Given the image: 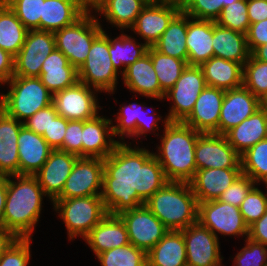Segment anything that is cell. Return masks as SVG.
I'll return each instance as SVG.
<instances>
[{"label":"cell","instance_id":"4","mask_svg":"<svg viewBox=\"0 0 267 266\" xmlns=\"http://www.w3.org/2000/svg\"><path fill=\"white\" fill-rule=\"evenodd\" d=\"M144 205L168 230L181 231L198 221V201L188 182L168 181Z\"/></svg>","mask_w":267,"mask_h":266},{"label":"cell","instance_id":"32","mask_svg":"<svg viewBox=\"0 0 267 266\" xmlns=\"http://www.w3.org/2000/svg\"><path fill=\"white\" fill-rule=\"evenodd\" d=\"M85 12L80 0H44L40 30L54 33L73 24Z\"/></svg>","mask_w":267,"mask_h":266},{"label":"cell","instance_id":"27","mask_svg":"<svg viewBox=\"0 0 267 266\" xmlns=\"http://www.w3.org/2000/svg\"><path fill=\"white\" fill-rule=\"evenodd\" d=\"M224 136L235 151L242 155L256 143L267 138V109L261 106L250 117L227 131Z\"/></svg>","mask_w":267,"mask_h":266},{"label":"cell","instance_id":"22","mask_svg":"<svg viewBox=\"0 0 267 266\" xmlns=\"http://www.w3.org/2000/svg\"><path fill=\"white\" fill-rule=\"evenodd\" d=\"M242 174L241 168H210L196 170L188 182L198 203L217 200Z\"/></svg>","mask_w":267,"mask_h":266},{"label":"cell","instance_id":"55","mask_svg":"<svg viewBox=\"0 0 267 266\" xmlns=\"http://www.w3.org/2000/svg\"><path fill=\"white\" fill-rule=\"evenodd\" d=\"M250 24L267 19V0L247 1Z\"/></svg>","mask_w":267,"mask_h":266},{"label":"cell","instance_id":"35","mask_svg":"<svg viewBox=\"0 0 267 266\" xmlns=\"http://www.w3.org/2000/svg\"><path fill=\"white\" fill-rule=\"evenodd\" d=\"M187 14L182 10L172 19L160 39L153 48L160 53L187 62L188 49L186 46Z\"/></svg>","mask_w":267,"mask_h":266},{"label":"cell","instance_id":"45","mask_svg":"<svg viewBox=\"0 0 267 266\" xmlns=\"http://www.w3.org/2000/svg\"><path fill=\"white\" fill-rule=\"evenodd\" d=\"M28 30H40L44 0H4Z\"/></svg>","mask_w":267,"mask_h":266},{"label":"cell","instance_id":"38","mask_svg":"<svg viewBox=\"0 0 267 266\" xmlns=\"http://www.w3.org/2000/svg\"><path fill=\"white\" fill-rule=\"evenodd\" d=\"M102 32L109 39V53L114 69L121 75L125 73L128 66L147 54L149 47L145 43L136 42L133 37L127 34L122 33L112 39L104 30ZM121 66L123 67L122 71L119 70Z\"/></svg>","mask_w":267,"mask_h":266},{"label":"cell","instance_id":"31","mask_svg":"<svg viewBox=\"0 0 267 266\" xmlns=\"http://www.w3.org/2000/svg\"><path fill=\"white\" fill-rule=\"evenodd\" d=\"M200 68L207 86L231 90L243 85V66L235 61L213 56Z\"/></svg>","mask_w":267,"mask_h":266},{"label":"cell","instance_id":"58","mask_svg":"<svg viewBox=\"0 0 267 266\" xmlns=\"http://www.w3.org/2000/svg\"><path fill=\"white\" fill-rule=\"evenodd\" d=\"M7 196V176L0 175V226H3L4 208Z\"/></svg>","mask_w":267,"mask_h":266},{"label":"cell","instance_id":"29","mask_svg":"<svg viewBox=\"0 0 267 266\" xmlns=\"http://www.w3.org/2000/svg\"><path fill=\"white\" fill-rule=\"evenodd\" d=\"M212 37L213 20L195 19L187 15L188 65L200 66L214 56Z\"/></svg>","mask_w":267,"mask_h":266},{"label":"cell","instance_id":"21","mask_svg":"<svg viewBox=\"0 0 267 266\" xmlns=\"http://www.w3.org/2000/svg\"><path fill=\"white\" fill-rule=\"evenodd\" d=\"M113 121L104 116L83 121L82 157H97L105 159L121 142L113 137Z\"/></svg>","mask_w":267,"mask_h":266},{"label":"cell","instance_id":"25","mask_svg":"<svg viewBox=\"0 0 267 266\" xmlns=\"http://www.w3.org/2000/svg\"><path fill=\"white\" fill-rule=\"evenodd\" d=\"M93 253L98 254L130 243L127 228L119 215L107 214L84 238Z\"/></svg>","mask_w":267,"mask_h":266},{"label":"cell","instance_id":"2","mask_svg":"<svg viewBox=\"0 0 267 266\" xmlns=\"http://www.w3.org/2000/svg\"><path fill=\"white\" fill-rule=\"evenodd\" d=\"M43 196L46 195L35 175L7 176L3 227L17 238H31L39 221Z\"/></svg>","mask_w":267,"mask_h":266},{"label":"cell","instance_id":"3","mask_svg":"<svg viewBox=\"0 0 267 266\" xmlns=\"http://www.w3.org/2000/svg\"><path fill=\"white\" fill-rule=\"evenodd\" d=\"M162 121L164 130L160 135L161 144L156 147L159 152H153V155L168 181L189 182L197 170L195 147L201 132L183 122H169L167 117Z\"/></svg>","mask_w":267,"mask_h":266},{"label":"cell","instance_id":"44","mask_svg":"<svg viewBox=\"0 0 267 266\" xmlns=\"http://www.w3.org/2000/svg\"><path fill=\"white\" fill-rule=\"evenodd\" d=\"M235 1L237 0H185L181 10L191 18L215 21L223 7Z\"/></svg>","mask_w":267,"mask_h":266},{"label":"cell","instance_id":"7","mask_svg":"<svg viewBox=\"0 0 267 266\" xmlns=\"http://www.w3.org/2000/svg\"><path fill=\"white\" fill-rule=\"evenodd\" d=\"M92 13L85 12L73 24L54 32L56 49L77 70L85 63L93 40L103 31L100 20Z\"/></svg>","mask_w":267,"mask_h":266},{"label":"cell","instance_id":"11","mask_svg":"<svg viewBox=\"0 0 267 266\" xmlns=\"http://www.w3.org/2000/svg\"><path fill=\"white\" fill-rule=\"evenodd\" d=\"M97 92L99 91L92 90L78 81L73 86L54 93L52 104L58 115L67 120H90L96 117L98 110L102 108L96 98Z\"/></svg>","mask_w":267,"mask_h":266},{"label":"cell","instance_id":"41","mask_svg":"<svg viewBox=\"0 0 267 266\" xmlns=\"http://www.w3.org/2000/svg\"><path fill=\"white\" fill-rule=\"evenodd\" d=\"M96 257L101 266H147V253L131 243L104 251Z\"/></svg>","mask_w":267,"mask_h":266},{"label":"cell","instance_id":"61","mask_svg":"<svg viewBox=\"0 0 267 266\" xmlns=\"http://www.w3.org/2000/svg\"><path fill=\"white\" fill-rule=\"evenodd\" d=\"M162 1L173 2V3L180 4V5H182L185 2V0H162Z\"/></svg>","mask_w":267,"mask_h":266},{"label":"cell","instance_id":"30","mask_svg":"<svg viewBox=\"0 0 267 266\" xmlns=\"http://www.w3.org/2000/svg\"><path fill=\"white\" fill-rule=\"evenodd\" d=\"M39 78L54 94L78 82V70L69 63L68 58L60 50L55 48L44 60Z\"/></svg>","mask_w":267,"mask_h":266},{"label":"cell","instance_id":"34","mask_svg":"<svg viewBox=\"0 0 267 266\" xmlns=\"http://www.w3.org/2000/svg\"><path fill=\"white\" fill-rule=\"evenodd\" d=\"M147 266H187L182 231L169 230L147 253Z\"/></svg>","mask_w":267,"mask_h":266},{"label":"cell","instance_id":"14","mask_svg":"<svg viewBox=\"0 0 267 266\" xmlns=\"http://www.w3.org/2000/svg\"><path fill=\"white\" fill-rule=\"evenodd\" d=\"M55 48L53 32L28 30L22 48L14 57L13 76L39 77L44 60Z\"/></svg>","mask_w":267,"mask_h":266},{"label":"cell","instance_id":"15","mask_svg":"<svg viewBox=\"0 0 267 266\" xmlns=\"http://www.w3.org/2000/svg\"><path fill=\"white\" fill-rule=\"evenodd\" d=\"M186 245L187 266H222L219 238L199 221L181 230Z\"/></svg>","mask_w":267,"mask_h":266},{"label":"cell","instance_id":"12","mask_svg":"<svg viewBox=\"0 0 267 266\" xmlns=\"http://www.w3.org/2000/svg\"><path fill=\"white\" fill-rule=\"evenodd\" d=\"M103 171L102 158L78 157L61 194L56 199L101 195Z\"/></svg>","mask_w":267,"mask_h":266},{"label":"cell","instance_id":"9","mask_svg":"<svg viewBox=\"0 0 267 266\" xmlns=\"http://www.w3.org/2000/svg\"><path fill=\"white\" fill-rule=\"evenodd\" d=\"M206 86L200 66L187 65L175 85L165 93L164 99L173 101L166 115L169 122H183L192 112L199 94Z\"/></svg>","mask_w":267,"mask_h":266},{"label":"cell","instance_id":"56","mask_svg":"<svg viewBox=\"0 0 267 266\" xmlns=\"http://www.w3.org/2000/svg\"><path fill=\"white\" fill-rule=\"evenodd\" d=\"M14 75V56L0 48V84H6Z\"/></svg>","mask_w":267,"mask_h":266},{"label":"cell","instance_id":"17","mask_svg":"<svg viewBox=\"0 0 267 266\" xmlns=\"http://www.w3.org/2000/svg\"><path fill=\"white\" fill-rule=\"evenodd\" d=\"M180 11L181 5L177 3L162 0L148 3L130 29L143 38L148 47H153Z\"/></svg>","mask_w":267,"mask_h":266},{"label":"cell","instance_id":"57","mask_svg":"<svg viewBox=\"0 0 267 266\" xmlns=\"http://www.w3.org/2000/svg\"><path fill=\"white\" fill-rule=\"evenodd\" d=\"M16 239L17 237L11 231L0 226V258Z\"/></svg>","mask_w":267,"mask_h":266},{"label":"cell","instance_id":"26","mask_svg":"<svg viewBox=\"0 0 267 266\" xmlns=\"http://www.w3.org/2000/svg\"><path fill=\"white\" fill-rule=\"evenodd\" d=\"M122 78L130 92L160 101L165 97L148 53L128 66Z\"/></svg>","mask_w":267,"mask_h":266},{"label":"cell","instance_id":"51","mask_svg":"<svg viewBox=\"0 0 267 266\" xmlns=\"http://www.w3.org/2000/svg\"><path fill=\"white\" fill-rule=\"evenodd\" d=\"M58 116L53 104L40 109L34 115L23 122V125L33 132L43 135L45 130H48L51 121Z\"/></svg>","mask_w":267,"mask_h":266},{"label":"cell","instance_id":"43","mask_svg":"<svg viewBox=\"0 0 267 266\" xmlns=\"http://www.w3.org/2000/svg\"><path fill=\"white\" fill-rule=\"evenodd\" d=\"M218 25L247 34L250 20L246 0H237L223 7L219 17L215 20Z\"/></svg>","mask_w":267,"mask_h":266},{"label":"cell","instance_id":"23","mask_svg":"<svg viewBox=\"0 0 267 266\" xmlns=\"http://www.w3.org/2000/svg\"><path fill=\"white\" fill-rule=\"evenodd\" d=\"M145 105L139 104V103H129L128 105H121L119 108L120 112L117 113V122L116 125L113 126V134L114 138L116 136H120L122 143L125 139L123 136H126V138L130 137L134 138L133 136H136V138L141 137L143 134L147 136L146 134L149 132H154L159 130V124L158 121L162 120V116L155 115L153 110L152 114L149 115V117H146L147 119H144L146 113L143 110L144 107H141ZM149 119V120H148Z\"/></svg>","mask_w":267,"mask_h":266},{"label":"cell","instance_id":"39","mask_svg":"<svg viewBox=\"0 0 267 266\" xmlns=\"http://www.w3.org/2000/svg\"><path fill=\"white\" fill-rule=\"evenodd\" d=\"M147 53L151 57L161 90L164 93L168 92L180 78L188 63L184 60L164 55L153 47H149Z\"/></svg>","mask_w":267,"mask_h":266},{"label":"cell","instance_id":"40","mask_svg":"<svg viewBox=\"0 0 267 266\" xmlns=\"http://www.w3.org/2000/svg\"><path fill=\"white\" fill-rule=\"evenodd\" d=\"M242 174L250 177L256 184L267 185V138L259 141L242 155Z\"/></svg>","mask_w":267,"mask_h":266},{"label":"cell","instance_id":"59","mask_svg":"<svg viewBox=\"0 0 267 266\" xmlns=\"http://www.w3.org/2000/svg\"><path fill=\"white\" fill-rule=\"evenodd\" d=\"M251 55L259 61L267 62V44L258 46Z\"/></svg>","mask_w":267,"mask_h":266},{"label":"cell","instance_id":"18","mask_svg":"<svg viewBox=\"0 0 267 266\" xmlns=\"http://www.w3.org/2000/svg\"><path fill=\"white\" fill-rule=\"evenodd\" d=\"M262 106V102L244 85L225 90L220 110L218 134L224 135L231 128L239 125Z\"/></svg>","mask_w":267,"mask_h":266},{"label":"cell","instance_id":"48","mask_svg":"<svg viewBox=\"0 0 267 266\" xmlns=\"http://www.w3.org/2000/svg\"><path fill=\"white\" fill-rule=\"evenodd\" d=\"M32 238H17L0 258V266H28Z\"/></svg>","mask_w":267,"mask_h":266},{"label":"cell","instance_id":"53","mask_svg":"<svg viewBox=\"0 0 267 266\" xmlns=\"http://www.w3.org/2000/svg\"><path fill=\"white\" fill-rule=\"evenodd\" d=\"M250 54L258 47L267 44V19L250 24L246 34Z\"/></svg>","mask_w":267,"mask_h":266},{"label":"cell","instance_id":"1","mask_svg":"<svg viewBox=\"0 0 267 266\" xmlns=\"http://www.w3.org/2000/svg\"><path fill=\"white\" fill-rule=\"evenodd\" d=\"M120 142L103 159L102 194L108 214L119 215L145 202L168 180L159 161L148 149Z\"/></svg>","mask_w":267,"mask_h":266},{"label":"cell","instance_id":"46","mask_svg":"<svg viewBox=\"0 0 267 266\" xmlns=\"http://www.w3.org/2000/svg\"><path fill=\"white\" fill-rule=\"evenodd\" d=\"M239 210L249 227L265 214L267 210V193H263L259 187L254 186L242 201Z\"/></svg>","mask_w":267,"mask_h":266},{"label":"cell","instance_id":"5","mask_svg":"<svg viewBox=\"0 0 267 266\" xmlns=\"http://www.w3.org/2000/svg\"><path fill=\"white\" fill-rule=\"evenodd\" d=\"M6 84L10 90L1 93V109L19 122L52 104L53 94L39 77L13 76Z\"/></svg>","mask_w":267,"mask_h":266},{"label":"cell","instance_id":"19","mask_svg":"<svg viewBox=\"0 0 267 266\" xmlns=\"http://www.w3.org/2000/svg\"><path fill=\"white\" fill-rule=\"evenodd\" d=\"M225 90L206 86L199 94L190 115L183 121L201 133L218 134L220 110Z\"/></svg>","mask_w":267,"mask_h":266},{"label":"cell","instance_id":"20","mask_svg":"<svg viewBox=\"0 0 267 266\" xmlns=\"http://www.w3.org/2000/svg\"><path fill=\"white\" fill-rule=\"evenodd\" d=\"M78 156L53 150L44 165L35 174L43 192L53 202L62 192Z\"/></svg>","mask_w":267,"mask_h":266},{"label":"cell","instance_id":"63","mask_svg":"<svg viewBox=\"0 0 267 266\" xmlns=\"http://www.w3.org/2000/svg\"><path fill=\"white\" fill-rule=\"evenodd\" d=\"M148 3H153V2H158V1H161V0H146Z\"/></svg>","mask_w":267,"mask_h":266},{"label":"cell","instance_id":"33","mask_svg":"<svg viewBox=\"0 0 267 266\" xmlns=\"http://www.w3.org/2000/svg\"><path fill=\"white\" fill-rule=\"evenodd\" d=\"M212 44L214 56L235 61L242 66L250 56L246 34L222 27L215 21H213Z\"/></svg>","mask_w":267,"mask_h":266},{"label":"cell","instance_id":"54","mask_svg":"<svg viewBox=\"0 0 267 266\" xmlns=\"http://www.w3.org/2000/svg\"><path fill=\"white\" fill-rule=\"evenodd\" d=\"M248 238L267 246V210L259 220L249 226Z\"/></svg>","mask_w":267,"mask_h":266},{"label":"cell","instance_id":"13","mask_svg":"<svg viewBox=\"0 0 267 266\" xmlns=\"http://www.w3.org/2000/svg\"><path fill=\"white\" fill-rule=\"evenodd\" d=\"M119 216L126 225L130 243L146 253L169 231L145 205L123 211Z\"/></svg>","mask_w":267,"mask_h":266},{"label":"cell","instance_id":"50","mask_svg":"<svg viewBox=\"0 0 267 266\" xmlns=\"http://www.w3.org/2000/svg\"><path fill=\"white\" fill-rule=\"evenodd\" d=\"M83 121L69 120L63 140V151L82 157Z\"/></svg>","mask_w":267,"mask_h":266},{"label":"cell","instance_id":"60","mask_svg":"<svg viewBox=\"0 0 267 266\" xmlns=\"http://www.w3.org/2000/svg\"><path fill=\"white\" fill-rule=\"evenodd\" d=\"M104 1L105 0H80L82 8L86 12H93Z\"/></svg>","mask_w":267,"mask_h":266},{"label":"cell","instance_id":"24","mask_svg":"<svg viewBox=\"0 0 267 266\" xmlns=\"http://www.w3.org/2000/svg\"><path fill=\"white\" fill-rule=\"evenodd\" d=\"M17 143L20 175H35L54 150L42 135L29 130L24 125L20 129Z\"/></svg>","mask_w":267,"mask_h":266},{"label":"cell","instance_id":"42","mask_svg":"<svg viewBox=\"0 0 267 266\" xmlns=\"http://www.w3.org/2000/svg\"><path fill=\"white\" fill-rule=\"evenodd\" d=\"M243 85L262 102L267 96V62L250 54L243 65Z\"/></svg>","mask_w":267,"mask_h":266},{"label":"cell","instance_id":"6","mask_svg":"<svg viewBox=\"0 0 267 266\" xmlns=\"http://www.w3.org/2000/svg\"><path fill=\"white\" fill-rule=\"evenodd\" d=\"M53 209L63 220L69 240L83 239L108 214L101 195L55 199Z\"/></svg>","mask_w":267,"mask_h":266},{"label":"cell","instance_id":"8","mask_svg":"<svg viewBox=\"0 0 267 266\" xmlns=\"http://www.w3.org/2000/svg\"><path fill=\"white\" fill-rule=\"evenodd\" d=\"M118 72L109 53V39L101 32L94 40L85 63L78 70V81L99 92L116 91ZM115 90V91H114Z\"/></svg>","mask_w":267,"mask_h":266},{"label":"cell","instance_id":"37","mask_svg":"<svg viewBox=\"0 0 267 266\" xmlns=\"http://www.w3.org/2000/svg\"><path fill=\"white\" fill-rule=\"evenodd\" d=\"M28 29L4 0H0V48L16 56L22 48Z\"/></svg>","mask_w":267,"mask_h":266},{"label":"cell","instance_id":"28","mask_svg":"<svg viewBox=\"0 0 267 266\" xmlns=\"http://www.w3.org/2000/svg\"><path fill=\"white\" fill-rule=\"evenodd\" d=\"M22 126V122L0 109V175L19 174L17 139Z\"/></svg>","mask_w":267,"mask_h":266},{"label":"cell","instance_id":"62","mask_svg":"<svg viewBox=\"0 0 267 266\" xmlns=\"http://www.w3.org/2000/svg\"><path fill=\"white\" fill-rule=\"evenodd\" d=\"M262 106L265 107L267 109V96L265 97V99L262 101Z\"/></svg>","mask_w":267,"mask_h":266},{"label":"cell","instance_id":"36","mask_svg":"<svg viewBox=\"0 0 267 266\" xmlns=\"http://www.w3.org/2000/svg\"><path fill=\"white\" fill-rule=\"evenodd\" d=\"M147 4L146 0H105L94 13L103 15L110 25L125 30L135 24L137 16Z\"/></svg>","mask_w":267,"mask_h":266},{"label":"cell","instance_id":"16","mask_svg":"<svg viewBox=\"0 0 267 266\" xmlns=\"http://www.w3.org/2000/svg\"><path fill=\"white\" fill-rule=\"evenodd\" d=\"M197 170L241 168L240 155L221 134L201 133L195 147Z\"/></svg>","mask_w":267,"mask_h":266},{"label":"cell","instance_id":"10","mask_svg":"<svg viewBox=\"0 0 267 266\" xmlns=\"http://www.w3.org/2000/svg\"><path fill=\"white\" fill-rule=\"evenodd\" d=\"M198 221L217 238L218 234L248 238L249 227L238 207L219 200L198 203Z\"/></svg>","mask_w":267,"mask_h":266},{"label":"cell","instance_id":"49","mask_svg":"<svg viewBox=\"0 0 267 266\" xmlns=\"http://www.w3.org/2000/svg\"><path fill=\"white\" fill-rule=\"evenodd\" d=\"M255 185L257 184L250 177L245 174H241L217 200L229 203L239 208L242 201Z\"/></svg>","mask_w":267,"mask_h":266},{"label":"cell","instance_id":"52","mask_svg":"<svg viewBox=\"0 0 267 266\" xmlns=\"http://www.w3.org/2000/svg\"><path fill=\"white\" fill-rule=\"evenodd\" d=\"M68 121L63 116L58 115L51 121L48 130L44 131L42 136L52 149L63 151V140Z\"/></svg>","mask_w":267,"mask_h":266},{"label":"cell","instance_id":"47","mask_svg":"<svg viewBox=\"0 0 267 266\" xmlns=\"http://www.w3.org/2000/svg\"><path fill=\"white\" fill-rule=\"evenodd\" d=\"M245 243L233 258V266H267V246L247 237Z\"/></svg>","mask_w":267,"mask_h":266}]
</instances>
